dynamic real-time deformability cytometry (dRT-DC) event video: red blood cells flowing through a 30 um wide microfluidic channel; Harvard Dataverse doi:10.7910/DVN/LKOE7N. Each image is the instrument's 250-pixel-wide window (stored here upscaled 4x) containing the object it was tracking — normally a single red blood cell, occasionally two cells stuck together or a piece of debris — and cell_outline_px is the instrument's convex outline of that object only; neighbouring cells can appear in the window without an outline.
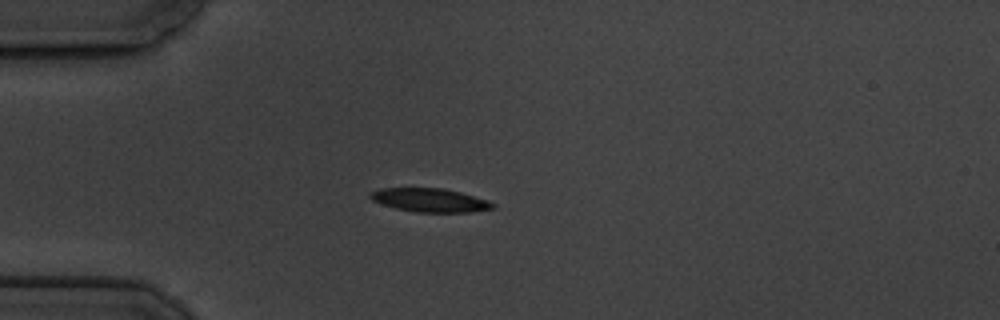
{"species": "common noctule bat (a hibernating species)", "species_latin": "Nyctalus noctula", "temperature_condition": "cold", "stored_images_in_passage": 3, "camera_frame_rate_fps": 3000, "um_per_image_px": 0.085, "animal": {"sex": "male", "body_mass_g": 19.5, "forearm_length_mm": 54.6}, "frame": {"image": 1, "passage_image": 3, "time_ms": 2.333, "image_size_px": [1000, 320], "cell_outline_px": [[496, 208], [472, 212], [416, 212], [396, 208], [372, 200], [368, 196], [372, 192], [380, 188], [444, 188], [460, 192], [488, 200], [496, 204]], "centroid_in_image_um": [36.59, 17.01], "position_along_channel_um": 48.4, "area_um2": 16.82}}